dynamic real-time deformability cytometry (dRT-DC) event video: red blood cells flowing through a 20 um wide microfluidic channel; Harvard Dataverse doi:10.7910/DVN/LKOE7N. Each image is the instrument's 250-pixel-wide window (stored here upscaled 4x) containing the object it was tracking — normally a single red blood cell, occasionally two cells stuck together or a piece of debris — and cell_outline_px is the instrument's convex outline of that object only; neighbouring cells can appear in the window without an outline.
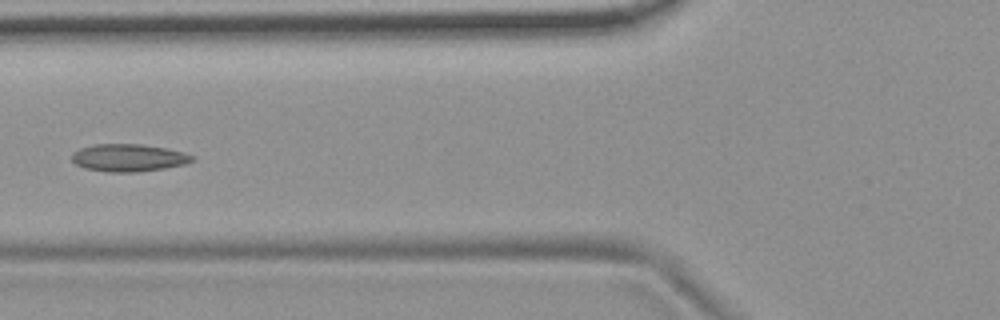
{"species": "common noctule bat (a hibernating species)", "species_latin": "Nyctalus noctula", "temperature_condition": "room temperature", "stored_images_in_passage": 8, "camera_frame_rate_fps": 3000, "um_per_image_px": 0.085, "animal": {"sex": "female", "body_mass_g": 19.9}, "frame": {"image": 1, "passage_image": 7, "time_ms": 2.0, "image_size_px": [1000, 320], "cell_outline_px": [[196, 160], [184, 164], [164, 168], [136, 172], [108, 172], [84, 168], [76, 164], [72, 160], [72, 152], [80, 148], [96, 144], [140, 144], [168, 148], [184, 152], [192, 156]], "centroid_in_image_um": [10.92, 13.4], "position_along_channel_um": 114.9, "area_um2": 19.31}}
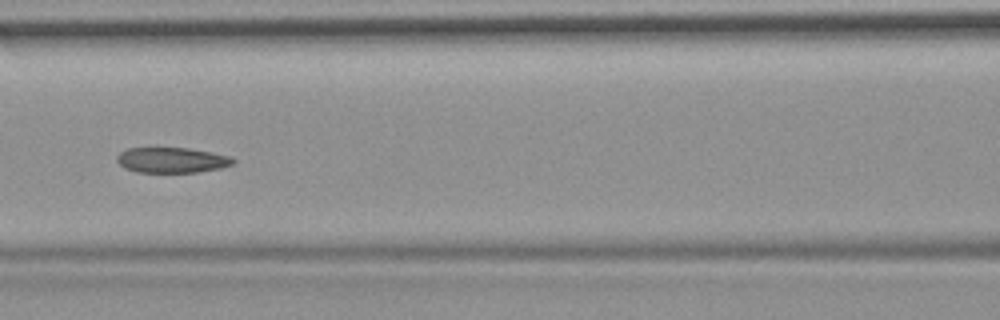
{"frame": {"image": 2, "passage_image": 8, "time_ms": 2.333, "image_size_px": [1000, 320], "cell_outline_px": [[236, 160], [232, 164], [220, 168], [196, 172], [136, 172], [124, 168], [116, 160], [116, 156], [120, 152], [128, 148], [188, 148], [212, 152], [232, 156]], "centroid_in_image_um": [14.6, 13.6], "position_along_channel_um": 152.0, "area_um2": 17.22}}